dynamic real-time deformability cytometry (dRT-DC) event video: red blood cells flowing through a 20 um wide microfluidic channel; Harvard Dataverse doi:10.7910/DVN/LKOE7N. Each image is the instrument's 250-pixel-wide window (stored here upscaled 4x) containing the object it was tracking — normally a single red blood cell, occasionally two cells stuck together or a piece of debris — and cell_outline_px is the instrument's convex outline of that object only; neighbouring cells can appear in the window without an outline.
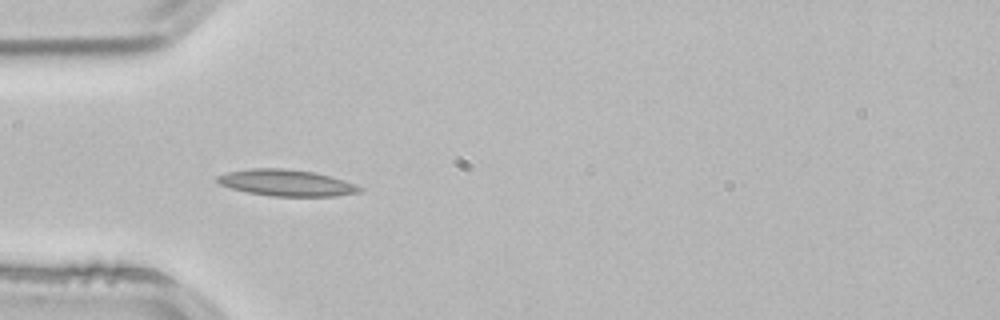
{"species": "common noctule bat (a hibernating species)", "species_latin": "Nyctalus noctula", "temperature_condition": "room temperature", "stored_images_in_passage": 4, "camera_frame_rate_fps": 3000, "um_per_image_px": 0.085, "animal": {"sex": "male", "body_mass_g": 21.5, "forearm_length_mm": 52.0}, "frame": {"image": 1, "passage_image": 4, "time_ms": 1.0, "image_size_px": [1000, 320], "cell_outline_px": [[364, 188], [360, 192], [336, 196], [272, 196], [248, 192], [232, 188], [220, 184], [216, 180], [216, 176], [228, 172], [252, 168], [284, 168], [312, 172], [332, 176], [356, 184]], "centroid_in_image_um": [24.38, 15.54], "position_along_channel_um": 60.6, "area_um2": 21.85}}